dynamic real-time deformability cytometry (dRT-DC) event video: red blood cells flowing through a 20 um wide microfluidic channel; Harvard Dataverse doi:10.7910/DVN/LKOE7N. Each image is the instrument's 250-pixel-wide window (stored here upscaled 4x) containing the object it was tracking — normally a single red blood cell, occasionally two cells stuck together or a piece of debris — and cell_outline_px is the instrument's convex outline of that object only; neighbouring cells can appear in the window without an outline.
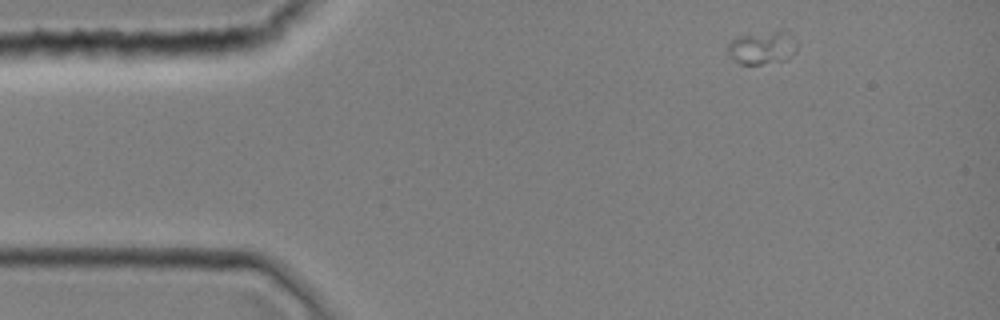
{"species": "common noctule bat (a hibernating species)", "species_latin": "Nyctalus noctula", "temperature_condition": "room temperature", "stored_images_in_passage": 7, "camera_frame_rate_fps": 3000, "um_per_image_px": 0.085, "animal": {"sex": "female", "body_mass_g": 19.0, "forearm_length_mm": 51.5}, "frame": {"image": 1, "passage_image": 1, "time_ms": 0.0, "image_size_px": [1000, 320], "cell_outline_px": [[796, 52], [788, 60], [760, 64], [740, 64], [728, 52], [728, 44], [736, 36], [776, 32], [780, 32], [796, 40]], "centroid_in_image_um": [64.79, 4.1], "position_along_channel_um": 20.2, "area_um2": 12.83}}